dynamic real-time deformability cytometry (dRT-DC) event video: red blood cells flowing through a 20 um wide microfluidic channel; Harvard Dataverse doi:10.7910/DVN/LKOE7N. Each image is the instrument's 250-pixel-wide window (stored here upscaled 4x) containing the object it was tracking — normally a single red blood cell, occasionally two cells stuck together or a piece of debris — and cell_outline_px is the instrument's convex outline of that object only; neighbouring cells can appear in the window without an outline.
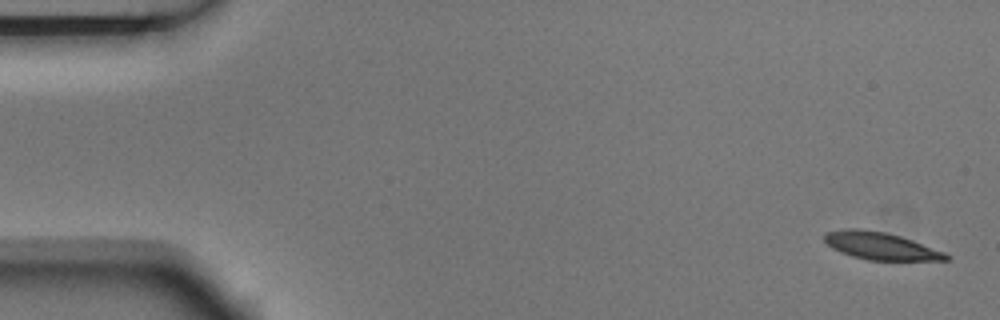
{"species": "Egyptian fruit bat (a non-hibernating species)", "species_latin": "Rousettus aegyptiacus", "temperature_condition": "room temperature", "stored_images_in_passage": 5, "camera_frame_rate_fps": 3000, "um_per_image_px": 0.085, "animal": {"sex": "male"}, "frame": {"image": 1, "passage_image": 1, "time_ms": 0.0, "image_size_px": [1000, 320], "cell_outline_px": [[952, 256], [948, 260], [868, 260], [852, 256], [840, 252], [832, 248], [824, 240], [824, 232], [848, 228], [864, 228], [884, 232], [900, 236], [912, 240], [944, 252]], "centroid_in_image_um": [74.83, 20.9], "position_along_channel_um": 10.2, "area_um2": 19.42}}
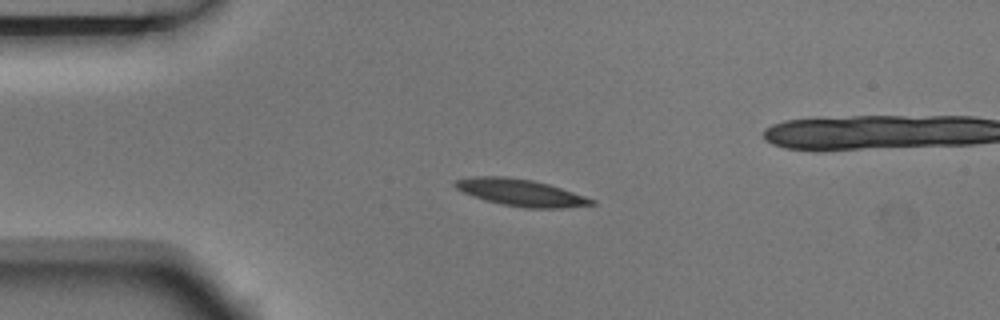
{"frame": {"image": 2, "passage_image": 4, "time_ms": 1.0, "image_size_px": [1000, 320], "cell_outline_px": [[596, 204], [564, 208], [524, 208], [484, 200], [472, 196], [456, 188], [452, 184], [456, 180], [476, 176], [504, 176], [532, 180], [548, 184], [596, 200]], "centroid_in_image_um": [44.26, 16.37], "position_along_channel_um": 40.7, "area_um2": 21.21}}